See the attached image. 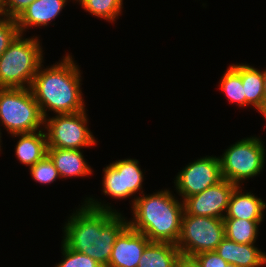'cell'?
Wrapping results in <instances>:
<instances>
[{
  "label": "cell",
  "mask_w": 266,
  "mask_h": 267,
  "mask_svg": "<svg viewBox=\"0 0 266 267\" xmlns=\"http://www.w3.org/2000/svg\"><path fill=\"white\" fill-rule=\"evenodd\" d=\"M68 218L62 242L68 248L93 258L100 266L108 267L115 240L128 226L127 218L112 209L110 203L103 204L92 197H87Z\"/></svg>",
  "instance_id": "6da1fadb"
},
{
  "label": "cell",
  "mask_w": 266,
  "mask_h": 267,
  "mask_svg": "<svg viewBox=\"0 0 266 267\" xmlns=\"http://www.w3.org/2000/svg\"><path fill=\"white\" fill-rule=\"evenodd\" d=\"M62 58L50 67L41 64L30 87L43 118L48 117L47 111L73 114L85 110L80 69L72 55Z\"/></svg>",
  "instance_id": "7a4b0ae2"
},
{
  "label": "cell",
  "mask_w": 266,
  "mask_h": 267,
  "mask_svg": "<svg viewBox=\"0 0 266 267\" xmlns=\"http://www.w3.org/2000/svg\"><path fill=\"white\" fill-rule=\"evenodd\" d=\"M165 189L153 194L143 193L132 201L133 218L128 225L143 233L151 242L176 244L181 232L183 201Z\"/></svg>",
  "instance_id": "3957f363"
},
{
  "label": "cell",
  "mask_w": 266,
  "mask_h": 267,
  "mask_svg": "<svg viewBox=\"0 0 266 267\" xmlns=\"http://www.w3.org/2000/svg\"><path fill=\"white\" fill-rule=\"evenodd\" d=\"M37 36L19 34L0 56V88H30L43 61Z\"/></svg>",
  "instance_id": "277c9868"
},
{
  "label": "cell",
  "mask_w": 266,
  "mask_h": 267,
  "mask_svg": "<svg viewBox=\"0 0 266 267\" xmlns=\"http://www.w3.org/2000/svg\"><path fill=\"white\" fill-rule=\"evenodd\" d=\"M1 124L11 135L44 130V118L31 88H0Z\"/></svg>",
  "instance_id": "5b68a950"
},
{
  "label": "cell",
  "mask_w": 266,
  "mask_h": 267,
  "mask_svg": "<svg viewBox=\"0 0 266 267\" xmlns=\"http://www.w3.org/2000/svg\"><path fill=\"white\" fill-rule=\"evenodd\" d=\"M262 142L259 137L251 136L228 147L219 157L222 178L241 186L244 180L260 174L266 160Z\"/></svg>",
  "instance_id": "8992f818"
},
{
  "label": "cell",
  "mask_w": 266,
  "mask_h": 267,
  "mask_svg": "<svg viewBox=\"0 0 266 267\" xmlns=\"http://www.w3.org/2000/svg\"><path fill=\"white\" fill-rule=\"evenodd\" d=\"M224 238L223 219L183 215L176 246L181 255L193 257L202 252L215 251Z\"/></svg>",
  "instance_id": "52a82bcc"
},
{
  "label": "cell",
  "mask_w": 266,
  "mask_h": 267,
  "mask_svg": "<svg viewBox=\"0 0 266 267\" xmlns=\"http://www.w3.org/2000/svg\"><path fill=\"white\" fill-rule=\"evenodd\" d=\"M86 110L73 114H56L44 118L47 146L62 149L89 148L97 143L88 128Z\"/></svg>",
  "instance_id": "ba28073f"
},
{
  "label": "cell",
  "mask_w": 266,
  "mask_h": 267,
  "mask_svg": "<svg viewBox=\"0 0 266 267\" xmlns=\"http://www.w3.org/2000/svg\"><path fill=\"white\" fill-rule=\"evenodd\" d=\"M103 172L104 195L123 200L133 197L140 189L139 196L143 194L144 175L138 160L132 158L117 160L104 167Z\"/></svg>",
  "instance_id": "9c48e42d"
},
{
  "label": "cell",
  "mask_w": 266,
  "mask_h": 267,
  "mask_svg": "<svg viewBox=\"0 0 266 267\" xmlns=\"http://www.w3.org/2000/svg\"><path fill=\"white\" fill-rule=\"evenodd\" d=\"M219 157L206 156L185 166L174 180L176 192L184 201L187 197L201 193L222 180Z\"/></svg>",
  "instance_id": "30bf717a"
},
{
  "label": "cell",
  "mask_w": 266,
  "mask_h": 267,
  "mask_svg": "<svg viewBox=\"0 0 266 267\" xmlns=\"http://www.w3.org/2000/svg\"><path fill=\"white\" fill-rule=\"evenodd\" d=\"M237 186L226 179L210 186L201 193L187 197L183 215L207 216L223 219L233 190Z\"/></svg>",
  "instance_id": "8fae6325"
},
{
  "label": "cell",
  "mask_w": 266,
  "mask_h": 267,
  "mask_svg": "<svg viewBox=\"0 0 266 267\" xmlns=\"http://www.w3.org/2000/svg\"><path fill=\"white\" fill-rule=\"evenodd\" d=\"M150 242L143 233L128 225L115 240L108 267H137Z\"/></svg>",
  "instance_id": "7c38bea8"
},
{
  "label": "cell",
  "mask_w": 266,
  "mask_h": 267,
  "mask_svg": "<svg viewBox=\"0 0 266 267\" xmlns=\"http://www.w3.org/2000/svg\"><path fill=\"white\" fill-rule=\"evenodd\" d=\"M68 2L67 0H35L17 18L20 34L31 27L47 26L57 16Z\"/></svg>",
  "instance_id": "4fadbf2b"
},
{
  "label": "cell",
  "mask_w": 266,
  "mask_h": 267,
  "mask_svg": "<svg viewBox=\"0 0 266 267\" xmlns=\"http://www.w3.org/2000/svg\"><path fill=\"white\" fill-rule=\"evenodd\" d=\"M215 252L227 263L239 267L266 265V252H262L255 244H239L225 237Z\"/></svg>",
  "instance_id": "5bb4252c"
},
{
  "label": "cell",
  "mask_w": 266,
  "mask_h": 267,
  "mask_svg": "<svg viewBox=\"0 0 266 267\" xmlns=\"http://www.w3.org/2000/svg\"><path fill=\"white\" fill-rule=\"evenodd\" d=\"M242 191L241 186L233 190L224 218L263 221L266 203L251 191Z\"/></svg>",
  "instance_id": "9a60e30c"
},
{
  "label": "cell",
  "mask_w": 266,
  "mask_h": 267,
  "mask_svg": "<svg viewBox=\"0 0 266 267\" xmlns=\"http://www.w3.org/2000/svg\"><path fill=\"white\" fill-rule=\"evenodd\" d=\"M47 154L54 162L60 179L86 177L93 172L81 150L48 147Z\"/></svg>",
  "instance_id": "2e32d148"
},
{
  "label": "cell",
  "mask_w": 266,
  "mask_h": 267,
  "mask_svg": "<svg viewBox=\"0 0 266 267\" xmlns=\"http://www.w3.org/2000/svg\"><path fill=\"white\" fill-rule=\"evenodd\" d=\"M240 76L246 97V106H253L264 117V80L262 71L249 64L230 65Z\"/></svg>",
  "instance_id": "e0dca14e"
},
{
  "label": "cell",
  "mask_w": 266,
  "mask_h": 267,
  "mask_svg": "<svg viewBox=\"0 0 266 267\" xmlns=\"http://www.w3.org/2000/svg\"><path fill=\"white\" fill-rule=\"evenodd\" d=\"M46 131L39 130L32 133L14 134L12 137H19L15 154L20 163L29 168L47 155Z\"/></svg>",
  "instance_id": "ac0fdd59"
},
{
  "label": "cell",
  "mask_w": 266,
  "mask_h": 267,
  "mask_svg": "<svg viewBox=\"0 0 266 267\" xmlns=\"http://www.w3.org/2000/svg\"><path fill=\"white\" fill-rule=\"evenodd\" d=\"M181 252L176 244L150 242L144 249L137 267H176Z\"/></svg>",
  "instance_id": "d6986e66"
},
{
  "label": "cell",
  "mask_w": 266,
  "mask_h": 267,
  "mask_svg": "<svg viewBox=\"0 0 266 267\" xmlns=\"http://www.w3.org/2000/svg\"><path fill=\"white\" fill-rule=\"evenodd\" d=\"M225 237L239 244H255L262 221L223 218ZM259 225V226H258Z\"/></svg>",
  "instance_id": "ffe728a7"
},
{
  "label": "cell",
  "mask_w": 266,
  "mask_h": 267,
  "mask_svg": "<svg viewBox=\"0 0 266 267\" xmlns=\"http://www.w3.org/2000/svg\"><path fill=\"white\" fill-rule=\"evenodd\" d=\"M86 11L98 18L113 22L122 15L123 0H78Z\"/></svg>",
  "instance_id": "44dd1931"
},
{
  "label": "cell",
  "mask_w": 266,
  "mask_h": 267,
  "mask_svg": "<svg viewBox=\"0 0 266 267\" xmlns=\"http://www.w3.org/2000/svg\"><path fill=\"white\" fill-rule=\"evenodd\" d=\"M223 74L220 79L219 88L231 103L237 104L239 107L246 106V97L244 95V87L241 76L231 67Z\"/></svg>",
  "instance_id": "7402d4cb"
},
{
  "label": "cell",
  "mask_w": 266,
  "mask_h": 267,
  "mask_svg": "<svg viewBox=\"0 0 266 267\" xmlns=\"http://www.w3.org/2000/svg\"><path fill=\"white\" fill-rule=\"evenodd\" d=\"M29 170L32 179L39 184H51L60 178L58 170L48 154L31 166Z\"/></svg>",
  "instance_id": "603a6c76"
},
{
  "label": "cell",
  "mask_w": 266,
  "mask_h": 267,
  "mask_svg": "<svg viewBox=\"0 0 266 267\" xmlns=\"http://www.w3.org/2000/svg\"><path fill=\"white\" fill-rule=\"evenodd\" d=\"M61 251H62V261L58 264L56 263L55 267H102L99 263L93 258L76 252L68 248L63 242H61Z\"/></svg>",
  "instance_id": "cb8c5ba5"
},
{
  "label": "cell",
  "mask_w": 266,
  "mask_h": 267,
  "mask_svg": "<svg viewBox=\"0 0 266 267\" xmlns=\"http://www.w3.org/2000/svg\"><path fill=\"white\" fill-rule=\"evenodd\" d=\"M19 34L16 19L4 16L0 19V56Z\"/></svg>",
  "instance_id": "d4e9b609"
},
{
  "label": "cell",
  "mask_w": 266,
  "mask_h": 267,
  "mask_svg": "<svg viewBox=\"0 0 266 267\" xmlns=\"http://www.w3.org/2000/svg\"><path fill=\"white\" fill-rule=\"evenodd\" d=\"M35 0H3V16L16 19Z\"/></svg>",
  "instance_id": "484cf974"
},
{
  "label": "cell",
  "mask_w": 266,
  "mask_h": 267,
  "mask_svg": "<svg viewBox=\"0 0 266 267\" xmlns=\"http://www.w3.org/2000/svg\"><path fill=\"white\" fill-rule=\"evenodd\" d=\"M201 267H226L224 261L215 251H206L193 256Z\"/></svg>",
  "instance_id": "4316f807"
},
{
  "label": "cell",
  "mask_w": 266,
  "mask_h": 267,
  "mask_svg": "<svg viewBox=\"0 0 266 267\" xmlns=\"http://www.w3.org/2000/svg\"><path fill=\"white\" fill-rule=\"evenodd\" d=\"M176 267H201V266L194 257L181 255L177 261Z\"/></svg>",
  "instance_id": "83f0119b"
},
{
  "label": "cell",
  "mask_w": 266,
  "mask_h": 267,
  "mask_svg": "<svg viewBox=\"0 0 266 267\" xmlns=\"http://www.w3.org/2000/svg\"><path fill=\"white\" fill-rule=\"evenodd\" d=\"M264 80V116L266 115V69L262 70Z\"/></svg>",
  "instance_id": "f1b7e54d"
},
{
  "label": "cell",
  "mask_w": 266,
  "mask_h": 267,
  "mask_svg": "<svg viewBox=\"0 0 266 267\" xmlns=\"http://www.w3.org/2000/svg\"><path fill=\"white\" fill-rule=\"evenodd\" d=\"M0 13L3 14V0H0Z\"/></svg>",
  "instance_id": "f546056e"
},
{
  "label": "cell",
  "mask_w": 266,
  "mask_h": 267,
  "mask_svg": "<svg viewBox=\"0 0 266 267\" xmlns=\"http://www.w3.org/2000/svg\"><path fill=\"white\" fill-rule=\"evenodd\" d=\"M226 267H239V266H237V265H235V264H229V263H228V265H227Z\"/></svg>",
  "instance_id": "4dcf8cb0"
},
{
  "label": "cell",
  "mask_w": 266,
  "mask_h": 267,
  "mask_svg": "<svg viewBox=\"0 0 266 267\" xmlns=\"http://www.w3.org/2000/svg\"><path fill=\"white\" fill-rule=\"evenodd\" d=\"M0 127H1V126H0ZM0 131H1V129H0ZM1 134H2V133L0 132V151H1V147H2V146H1V145H2V144H1V142H2V141H1V136H2Z\"/></svg>",
  "instance_id": "1f68e13d"
}]
</instances>
